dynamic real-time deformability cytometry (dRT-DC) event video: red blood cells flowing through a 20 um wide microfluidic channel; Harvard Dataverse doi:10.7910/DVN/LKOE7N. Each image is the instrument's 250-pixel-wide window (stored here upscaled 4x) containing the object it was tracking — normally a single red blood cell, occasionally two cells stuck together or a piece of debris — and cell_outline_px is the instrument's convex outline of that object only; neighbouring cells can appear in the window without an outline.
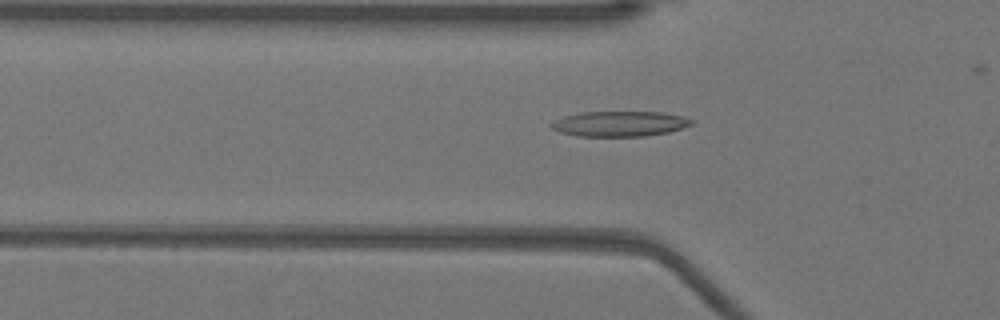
{"species": "Egyptian fruit bat (a non-hibernating species)", "species_latin": "Rousettus aegyptiacus", "temperature_condition": "warm", "stored_images_in_passage": 33, "camera_frame_rate_fps": 3000, "um_per_image_px": 0.085, "animal": {"sex": "female"}, "frame": {"image": 1, "passage_image": 6, "time_ms": 1.667, "image_size_px": [1000, 320], "cell_outline_px": [[692, 124], [668, 132], [644, 136], [576, 136], [560, 132], [552, 128], [548, 124], [552, 120], [564, 116], [580, 112], [664, 112], [684, 116], [692, 120]], "centroid_in_image_um": [52.62, 10.51], "position_along_channel_um": 73.2, "area_um2": 20.69}}
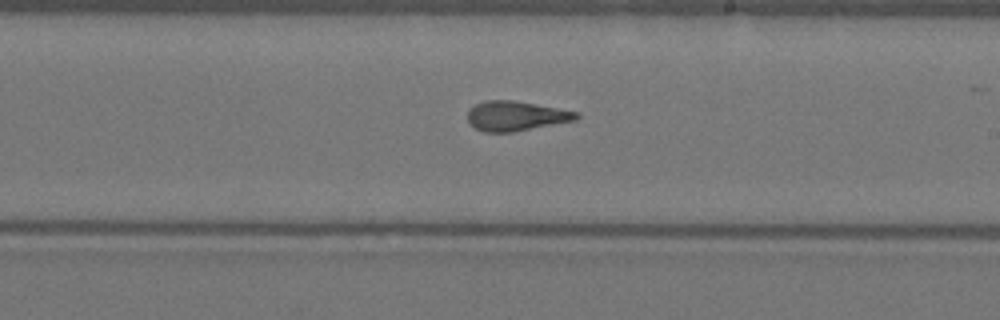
{"frame": {"image": 2, "passage_image": 19, "time_ms": 6.0, "image_size_px": [1000, 320], "cell_outline_px": [[580, 116], [576, 120], [512, 132], [484, 132], [468, 124], [468, 108], [484, 100], [512, 100], [580, 112]], "centroid_in_image_um": [43.83, 9.85], "position_along_channel_um": 245.2, "area_um2": 18.84}}
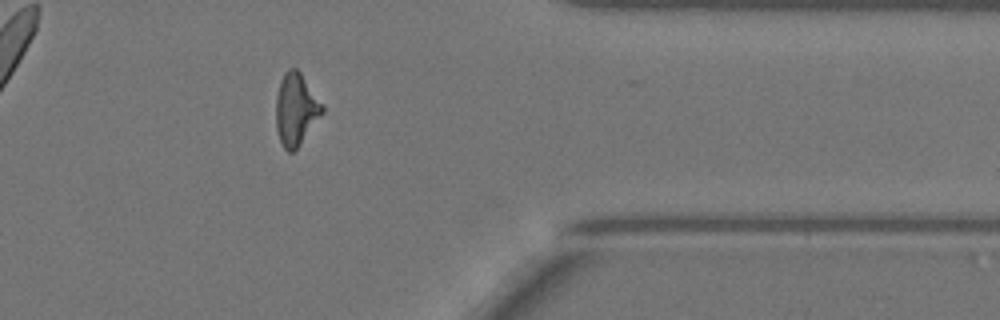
{"frame": {"image": 3, "passage_image": 31, "time_ms": 10.0, "image_size_px": [1000, 320], "cell_outline_px": [[324, 112], [296, 148], [292, 152], [288, 152], [284, 148], [280, 140], [276, 128], [276, 96], [280, 80], [284, 72], [288, 68], [296, 68], [300, 72], [324, 104]], "centroid_in_image_um": [25.15, 9.25], "position_along_channel_um": 386.2, "area_um2": 19.42}, "authors_computed_cell_mechanics": {"area_um2": 19.1896, "velocity_mm_per_s": 3.9385, "shape_relaxation_time_tau1_ms": 7.563, "shape_relaxation_time_tau2_ms": 1.5472, "deformation_change_tau1": 0.2462, "deformation_change_tau2": 0.109}}